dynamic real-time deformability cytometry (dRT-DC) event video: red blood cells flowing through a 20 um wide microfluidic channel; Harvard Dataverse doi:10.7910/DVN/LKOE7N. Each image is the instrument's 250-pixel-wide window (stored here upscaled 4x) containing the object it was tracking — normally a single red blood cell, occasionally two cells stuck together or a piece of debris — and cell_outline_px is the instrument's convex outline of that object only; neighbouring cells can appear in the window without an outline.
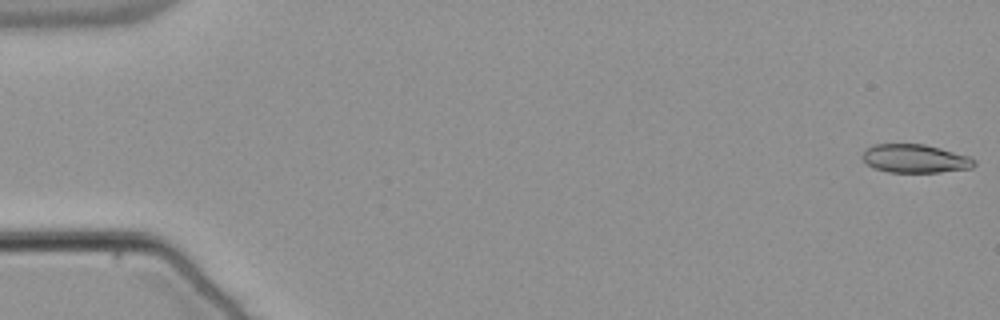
{"species": "common noctule bat (a hibernating species)", "species_latin": "Nyctalus noctula", "temperature_condition": "warm", "stored_images_in_passage": 54, "camera_frame_rate_fps": 3000, "um_per_image_px": 0.085, "animal": {"sex": "male", "body_mass_g": 21.5, "forearm_length_mm": 52.0}, "frame": {"image": 1, "passage_image": 1, "time_ms": 0.0, "image_size_px": [1000, 320], "cell_outline_px": [[976, 164], [972, 168], [940, 172], [888, 172], [872, 168], [860, 156], [872, 144], [924, 144], [940, 148], [968, 156], [976, 160]], "centroid_in_image_um": [77.77, 13.48], "position_along_channel_um": 7.2, "area_um2": 18.55}}
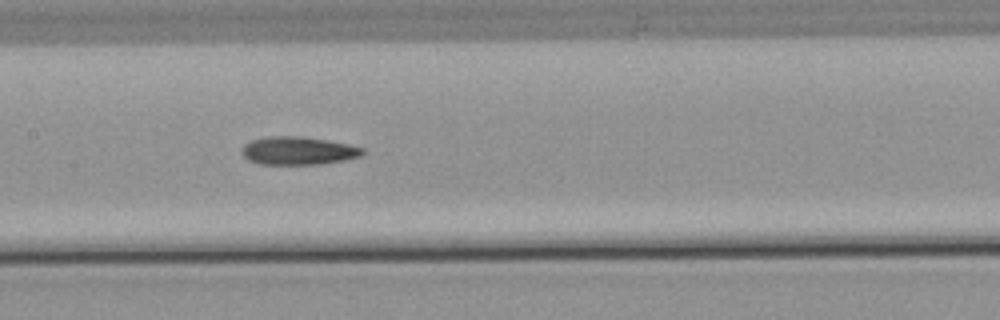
{"frame": {"image": 2, "passage_image": 27, "time_ms": 8.667, "image_size_px": [1000, 320], "cell_outline_px": [[364, 152], [360, 156], [344, 160], [320, 164], [260, 164], [248, 160], [240, 152], [240, 148], [244, 144], [252, 140], [264, 136], [300, 136], [328, 140], [348, 144], [364, 148]], "centroid_in_image_um": [25.3, 12.8], "position_along_channel_um": 182.1, "area_um2": 19.88}}
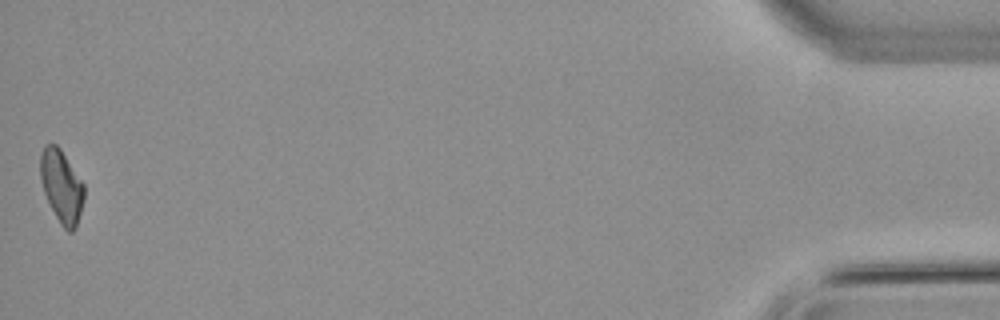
{"frame": {"image": 3, "passage_image": 54, "time_ms": 17.667, "image_size_px": [1000, 320], "cell_outline_px": [[84, 200], [76, 228], [72, 232], [68, 232], [60, 224], [44, 192], [40, 176], [40, 156], [44, 144], [56, 144], [60, 148], [84, 184]], "centroid_in_image_um": [5.24, 15.83], "position_along_channel_um": 430.0, "area_um2": 18.44}}